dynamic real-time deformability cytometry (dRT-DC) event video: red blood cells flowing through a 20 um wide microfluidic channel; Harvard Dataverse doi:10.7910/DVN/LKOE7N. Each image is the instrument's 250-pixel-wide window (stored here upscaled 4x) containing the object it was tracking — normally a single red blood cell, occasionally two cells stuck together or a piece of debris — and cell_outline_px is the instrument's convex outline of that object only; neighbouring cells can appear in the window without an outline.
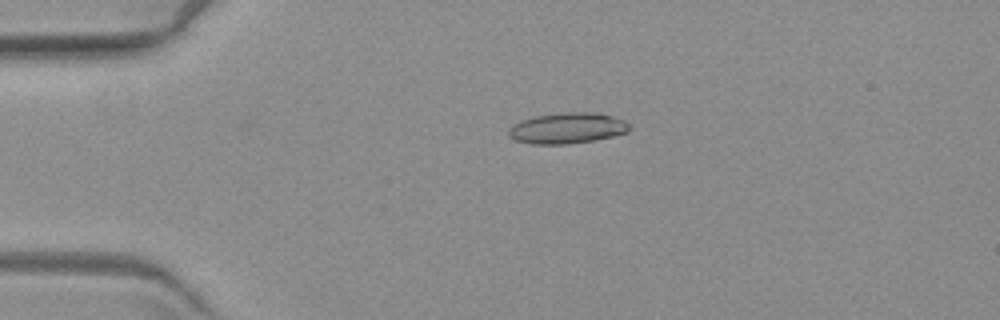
{"species": "common noctule bat (a hibernating species)", "species_latin": "Nyctalus noctula", "temperature_condition": "warm", "stored_images_in_passage": 3, "camera_frame_rate_fps": 3000, "um_per_image_px": 0.085, "animal": {"sex": "female", "body_mass_g": 19.3, "forearm_length_mm": 54.1}, "frame": {"image": 1, "passage_image": 2, "time_ms": 1.333, "image_size_px": [1000, 320], "cell_outline_px": [[628, 132], [596, 140], [568, 144], [532, 144], [516, 140], [508, 136], [508, 128], [520, 120], [536, 116], [564, 112], [592, 112], [612, 116], [624, 120], [628, 124]], "centroid_in_image_um": [48.19, 10.89], "position_along_channel_um": 36.8, "area_um2": 21.68}}